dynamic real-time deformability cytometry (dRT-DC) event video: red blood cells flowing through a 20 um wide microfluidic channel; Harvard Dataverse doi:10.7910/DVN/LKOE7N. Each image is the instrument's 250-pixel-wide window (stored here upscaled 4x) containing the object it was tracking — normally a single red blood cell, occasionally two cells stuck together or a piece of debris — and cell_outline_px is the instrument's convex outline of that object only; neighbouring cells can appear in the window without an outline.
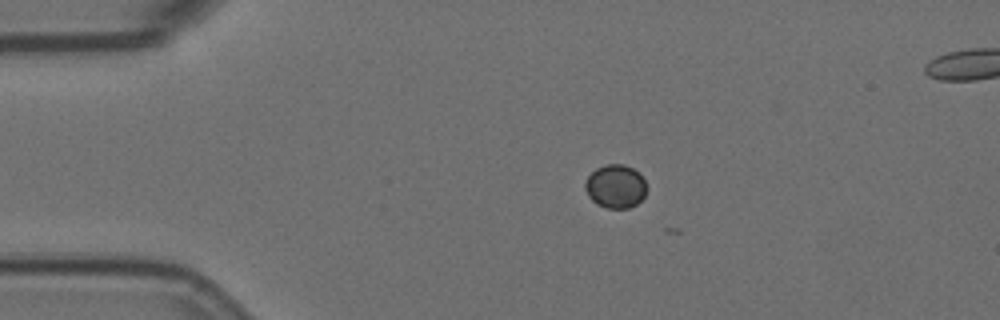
{"species": "Egyptian fruit bat (a non-hibernating species)", "species_latin": "Rousettus aegyptiacus", "temperature_condition": "room temperature", "stored_images_in_passage": 3, "camera_frame_rate_fps": 3000, "um_per_image_px": 0.085, "animal": {"sex": "female"}, "frame": {"image": 1, "passage_image": 2, "time_ms": 0.333, "image_size_px": [1000, 320], "cell_outline_px": [[648, 188], [644, 196], [636, 204], [628, 208], [608, 208], [596, 204], [588, 196], [584, 188], [584, 184], [588, 176], [596, 168], [604, 164], [624, 164], [640, 172]], "centroid_in_image_um": [52.32, 15.83], "position_along_channel_um": 32.7, "area_um2": 15.78}}